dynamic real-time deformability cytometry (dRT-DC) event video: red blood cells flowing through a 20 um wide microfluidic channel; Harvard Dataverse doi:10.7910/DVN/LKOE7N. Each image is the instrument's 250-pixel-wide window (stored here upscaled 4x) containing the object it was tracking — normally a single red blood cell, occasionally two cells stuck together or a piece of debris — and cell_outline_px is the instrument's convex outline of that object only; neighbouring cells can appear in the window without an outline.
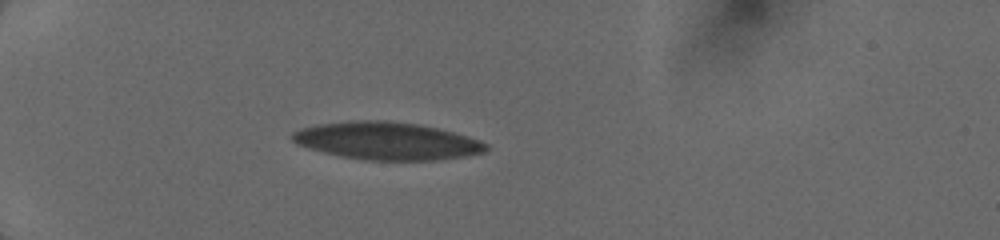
{"species": "human", "species_latin": "Homo sapiens", "temperature_condition": "cold", "stored_images_in_passage": 23, "camera_frame_rate_fps": 3000, "um_per_image_px": 0.085, "donor": {"sex": "female"}, "frame": {"image": 1, "passage_image": 1, "time_ms": 0.0, "image_size_px": [1000, 240], "cell_outline_px": [[488, 148], [484, 152], [460, 156], [432, 160], [368, 160], [344, 156], [308, 148], [296, 144], [292, 140], [292, 132], [300, 128], [320, 124], [352, 120], [388, 120], [420, 124], [468, 136], [480, 140], [488, 144]], "centroid_in_image_um": [32.87, 11.96], "position_along_channel_um": 52.1, "area_um2": 42.08}}
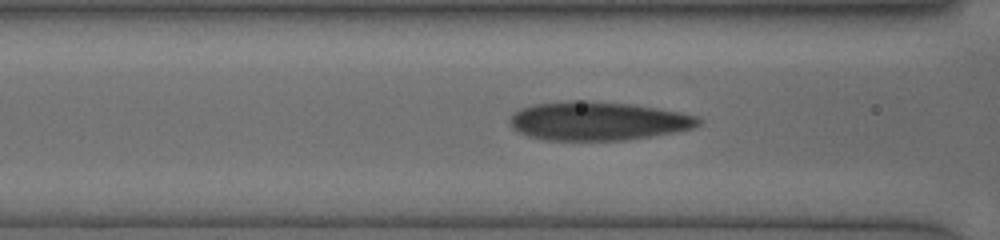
{"frame": {"image": 2, "passage_image": 16, "time_ms": 2.333, "image_size_px": [1000, 240], "cell_outline_px": [[700, 124], [692, 128], [672, 132], [624, 140], [544, 140], [528, 136], [512, 128], [508, 120], [520, 108], [532, 104], [568, 100], [588, 100], [632, 104], [680, 112], [696, 116], [700, 120]], "centroid_in_image_um": [50.76, 10.27], "position_along_channel_um": 115.8, "area_um2": 42.43}}
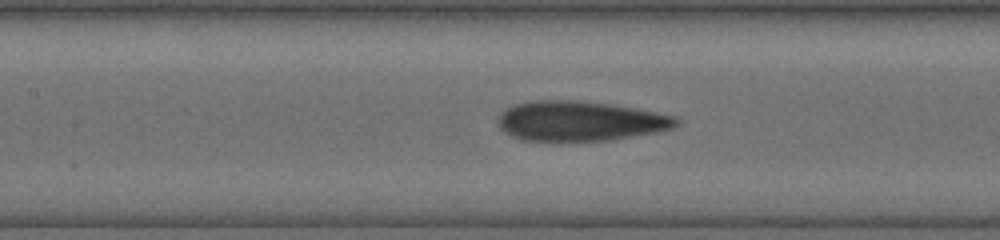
{"frame": {"image": 3, "passage_image": 22, "time_ms": 3.333, "image_size_px": [1000, 240], "cell_outline_px": [[680, 120], [672, 128], [660, 132], [608, 140], [524, 140], [512, 136], [504, 132], [500, 128], [500, 112], [512, 104], [528, 100], [580, 100], [608, 104], [656, 112], [676, 116]], "centroid_in_image_um": [49.3, 10.27], "position_along_channel_um": 158.1, "area_um2": 41.27}}